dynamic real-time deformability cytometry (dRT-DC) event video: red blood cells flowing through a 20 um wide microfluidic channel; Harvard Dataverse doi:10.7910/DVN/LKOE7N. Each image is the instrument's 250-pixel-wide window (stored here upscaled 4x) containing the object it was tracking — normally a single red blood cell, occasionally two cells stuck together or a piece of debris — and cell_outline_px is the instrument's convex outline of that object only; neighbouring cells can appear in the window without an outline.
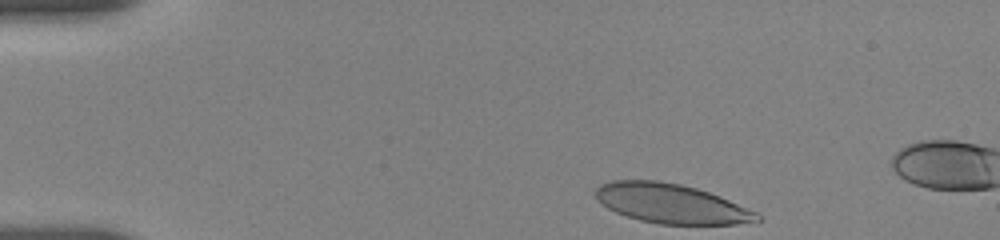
{"species": "human", "species_latin": "Homo sapiens", "temperature_condition": "room temperature", "stored_images_in_passage": 49, "camera_frame_rate_fps": 3000, "um_per_image_px": 0.085, "donor": {"sex": "female"}, "frame": {"image": 1, "passage_image": 1, "time_ms": 0.0, "image_size_px": [1000, 240], "cell_outline_px": [[764, 220], [736, 224], [660, 224], [640, 220], [616, 212], [608, 208], [596, 196], [596, 188], [600, 184], [612, 180], [656, 180], [680, 184], [696, 188], [720, 196], [756, 212]], "centroid_in_image_um": [57.06, 17.3], "position_along_channel_um": 27.9, "area_um2": 36.82}}
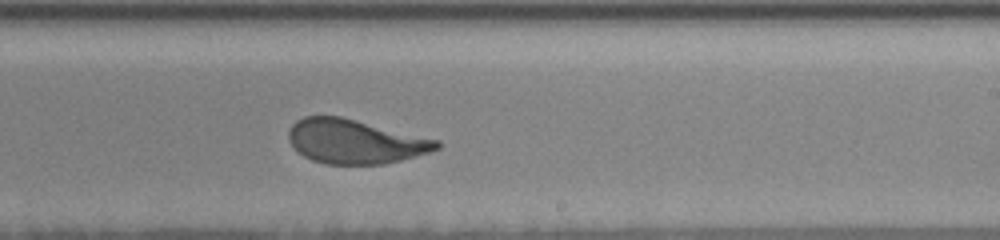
{"frame": {"image": 2, "passage_image": 30, "time_ms": 8.333, "image_size_px": [1000, 240], "cell_outline_px": [[440, 148], [428, 152], [400, 160], [384, 164], [324, 164], [312, 160], [304, 156], [288, 140], [288, 132], [292, 124], [296, 120], [304, 116], [340, 116], [440, 140]], "centroid_in_image_um": [30.17, 12.02], "position_along_channel_um": 258.8, "area_um2": 37.97}}
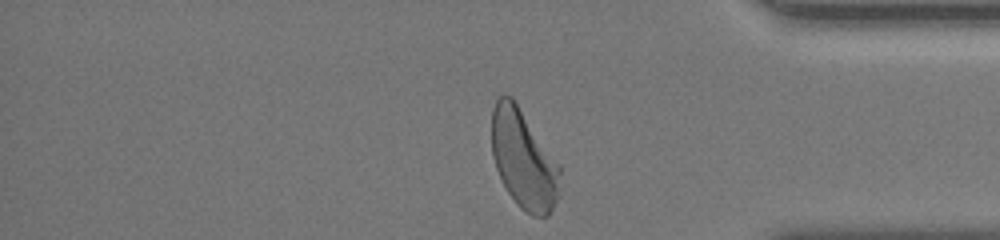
{"frame": {"image": 3, "passage_image": 49, "time_ms": 12.333, "image_size_px": [1000, 240], "cell_outline_px": [[560, 196], [548, 216], [532, 216], [520, 208], [508, 192], [496, 168], [492, 156], [492, 108], [496, 100], [504, 92], [512, 96], [560, 164]], "centroid_in_image_um": [44.52, 13.53], "position_along_channel_um": 390.7, "area_um2": 39.77}, "authors_computed_cell_mechanics": {"area_um2": 38.7838, "velocity_mm_per_s": 3.6441, "shape_relaxation_time_tau1_ms": 4.1071, "shape_relaxation_time_tau2_ms": 0.7573, "deformation_change_tau1": 0.171, "deformation_change_tau2": 0.083}}